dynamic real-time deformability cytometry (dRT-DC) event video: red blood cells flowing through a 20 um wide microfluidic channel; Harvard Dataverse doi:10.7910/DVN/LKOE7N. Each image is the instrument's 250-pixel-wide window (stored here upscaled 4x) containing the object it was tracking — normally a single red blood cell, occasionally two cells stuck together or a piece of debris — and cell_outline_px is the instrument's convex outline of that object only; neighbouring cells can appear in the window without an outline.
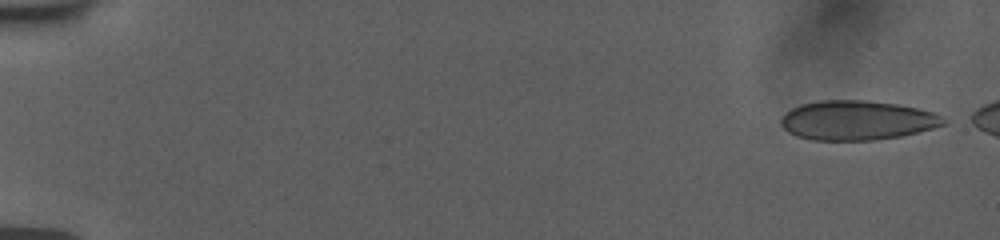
{"species": "human", "species_latin": "Homo sapiens", "temperature_condition": "room temperature", "stored_images_in_passage": 53, "camera_frame_rate_fps": 3000, "um_per_image_px": 0.085, "donor": {"sex": "female"}, "frame": {"image": 1, "passage_image": 2, "time_ms": 0.333, "image_size_px": [1000, 240], "cell_outline_px": [[948, 124], [900, 136], [876, 140], [812, 140], [796, 136], [788, 132], [780, 124], [780, 120], [792, 108], [800, 104], [820, 100], [864, 100], [896, 104], [920, 108], [932, 112], [948, 120]], "centroid_in_image_um": [72.86, 10.23], "position_along_channel_um": 12.1, "area_um2": 37.4}}
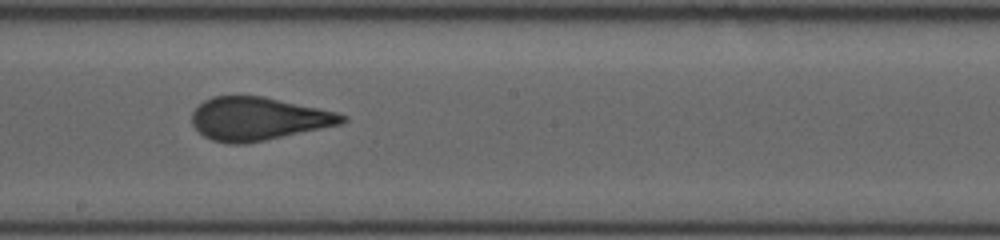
{"frame": {"image": 2, "passage_image": 32, "time_ms": 10.333, "image_size_px": [1000, 240], "cell_outline_px": [[348, 120], [340, 124], [264, 140], [244, 144], [228, 144], [212, 140], [204, 136], [192, 124], [192, 112], [204, 100], [212, 96], [264, 96], [336, 112], [348, 116]], "centroid_in_image_um": [21.93, 10.09], "position_along_channel_um": 226.3, "area_um2": 37.45}}
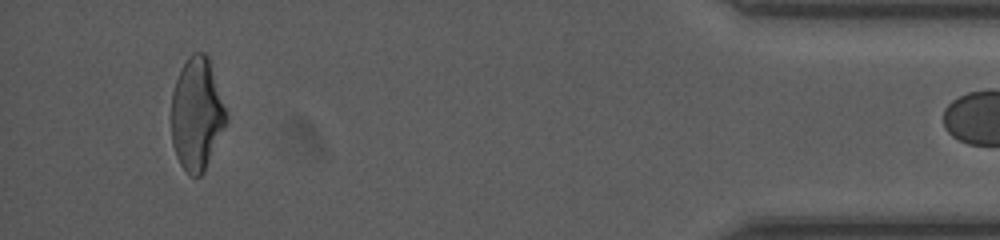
{"frame": {"image": 3, "passage_image": 52, "time_ms": 17.0, "image_size_px": [1000, 240], "cell_outline_px": [[228, 116], [204, 172], [200, 176], [192, 176], [180, 164], [176, 156], [172, 144], [172, 92], [180, 68], [188, 56], [192, 52], [204, 52], [208, 56]], "centroid_in_image_um": [16.71, 9.66], "position_along_channel_um": 418.5, "area_um2": 35.6}}